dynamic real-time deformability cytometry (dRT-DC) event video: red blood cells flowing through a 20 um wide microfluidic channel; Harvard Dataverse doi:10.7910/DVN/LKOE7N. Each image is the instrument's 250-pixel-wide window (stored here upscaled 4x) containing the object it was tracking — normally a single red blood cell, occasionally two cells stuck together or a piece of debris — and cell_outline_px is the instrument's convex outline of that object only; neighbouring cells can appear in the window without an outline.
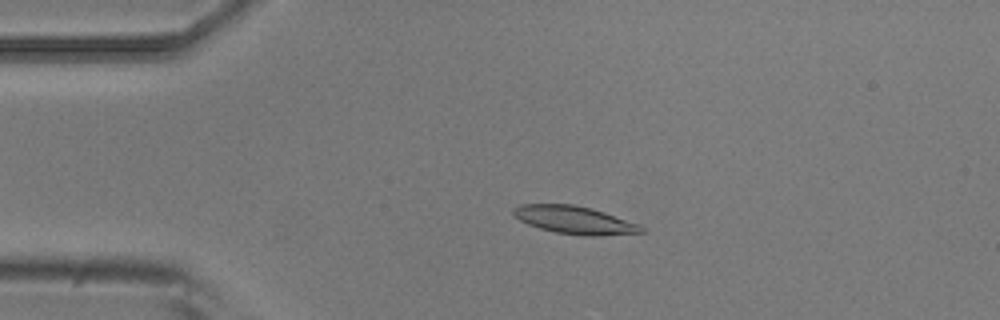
{"species": "common noctule bat (a hibernating species)", "species_latin": "Nyctalus noctula", "temperature_condition": "room temperature", "stored_images_in_passage": 4, "camera_frame_rate_fps": 3000, "um_per_image_px": 0.085, "animal": {"sex": "male", "body_mass_g": 20.5, "forearm_length_mm": 52.5}, "frame": {"image": 1, "passage_image": 3, "time_ms": 0.667, "image_size_px": [1000, 320], "cell_outline_px": [[644, 232], [596, 236], [584, 236], [556, 232], [540, 228], [528, 224], [520, 220], [512, 212], [512, 208], [520, 204], [572, 204], [592, 208], [640, 224], [644, 228]], "centroid_in_image_um": [48.84, 18.69], "position_along_channel_um": 36.2, "area_um2": 20.69}}